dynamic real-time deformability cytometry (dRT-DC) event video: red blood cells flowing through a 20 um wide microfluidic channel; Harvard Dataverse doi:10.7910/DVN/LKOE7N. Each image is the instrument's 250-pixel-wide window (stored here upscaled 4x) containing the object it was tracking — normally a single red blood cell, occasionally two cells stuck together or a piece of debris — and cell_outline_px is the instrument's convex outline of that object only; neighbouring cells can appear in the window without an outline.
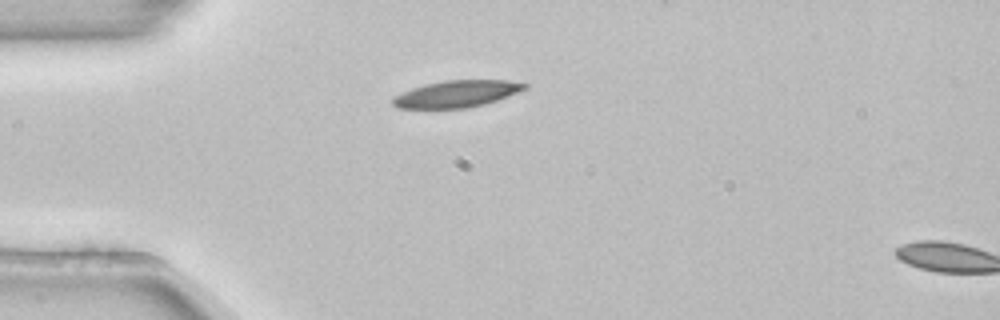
{"species": "common noctule bat (a hibernating species)", "species_latin": "Nyctalus noctula", "temperature_condition": "room temperature", "stored_images_in_passage": 6, "camera_frame_rate_fps": 3000, "um_per_image_px": 0.085, "animal": {"sex": "female", "body_mass_g": 22.7, "forearm_length_mm": 54.2}, "frame": {"image": 1, "passage_image": 6, "time_ms": 1.667, "image_size_px": [1000, 320], "cell_outline_px": [[528, 88], [508, 96], [484, 104], [468, 108], [396, 108], [392, 104], [392, 100], [396, 96], [412, 88], [424, 84], [444, 80], [508, 80], [528, 84]], "centroid_in_image_um": [38.84, 7.97], "position_along_channel_um": 46.2, "area_um2": 20.52}}